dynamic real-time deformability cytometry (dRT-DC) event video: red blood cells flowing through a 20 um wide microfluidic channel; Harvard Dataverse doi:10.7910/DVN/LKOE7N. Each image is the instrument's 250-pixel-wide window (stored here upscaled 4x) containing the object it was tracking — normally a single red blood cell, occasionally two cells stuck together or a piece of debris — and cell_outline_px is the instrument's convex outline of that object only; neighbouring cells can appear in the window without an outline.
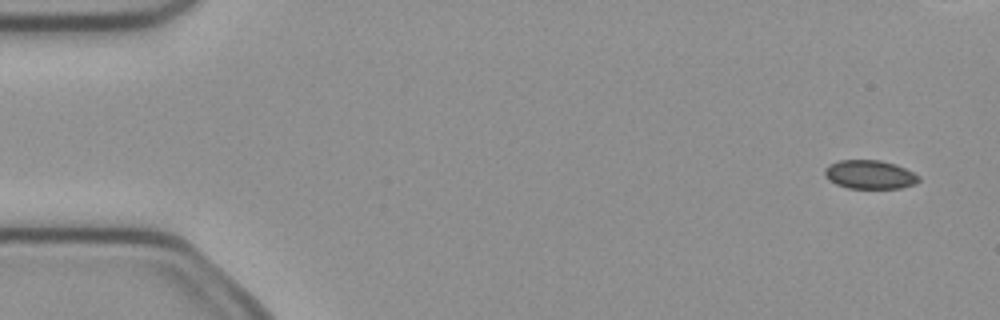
{"species": "common noctule bat (a hibernating species)", "species_latin": "Nyctalus noctula", "temperature_condition": "cold", "stored_images_in_passage": 6, "camera_frame_rate_fps": 3000, "um_per_image_px": 0.085, "animal": {"sex": "female", "body_mass_g": 21.9}, "frame": {"image": 1, "passage_image": 1, "time_ms": 0.0, "image_size_px": [1000, 320], "cell_outline_px": [[920, 180], [916, 184], [900, 188], [848, 188], [836, 184], [828, 180], [824, 176], [824, 168], [828, 164], [840, 160], [880, 160], [896, 164], [920, 176]], "centroid_in_image_um": [73.91, 14.83], "position_along_channel_um": 11.1, "area_um2": 15.9}}